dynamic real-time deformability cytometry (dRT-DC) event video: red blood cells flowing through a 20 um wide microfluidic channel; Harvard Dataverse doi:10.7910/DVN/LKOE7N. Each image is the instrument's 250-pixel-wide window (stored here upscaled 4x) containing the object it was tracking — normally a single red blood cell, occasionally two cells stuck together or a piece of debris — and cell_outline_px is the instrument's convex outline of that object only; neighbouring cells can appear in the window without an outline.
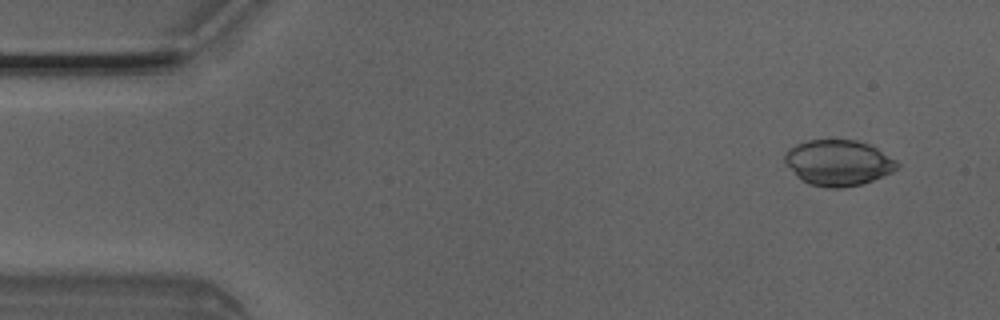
{"species": "Egyptian fruit bat (a non-hibernating species)", "species_latin": "Rousettus aegyptiacus", "temperature_condition": "room temperature", "stored_images_in_passage": 3, "camera_frame_rate_fps": 3000, "um_per_image_px": 0.085, "animal": {"sex": "male"}, "frame": {"image": 1, "passage_image": 2, "time_ms": 0.333, "image_size_px": [1000, 320], "cell_outline_px": [[900, 164], [892, 172], [872, 180], [860, 184], [840, 188], [828, 188], [808, 184], [800, 180], [784, 164], [784, 156], [788, 148], [796, 144], [808, 140], [856, 140], [868, 144], [876, 148], [896, 160]], "centroid_in_image_um": [71.2, 13.84], "position_along_channel_um": 13.8, "area_um2": 30.0}}